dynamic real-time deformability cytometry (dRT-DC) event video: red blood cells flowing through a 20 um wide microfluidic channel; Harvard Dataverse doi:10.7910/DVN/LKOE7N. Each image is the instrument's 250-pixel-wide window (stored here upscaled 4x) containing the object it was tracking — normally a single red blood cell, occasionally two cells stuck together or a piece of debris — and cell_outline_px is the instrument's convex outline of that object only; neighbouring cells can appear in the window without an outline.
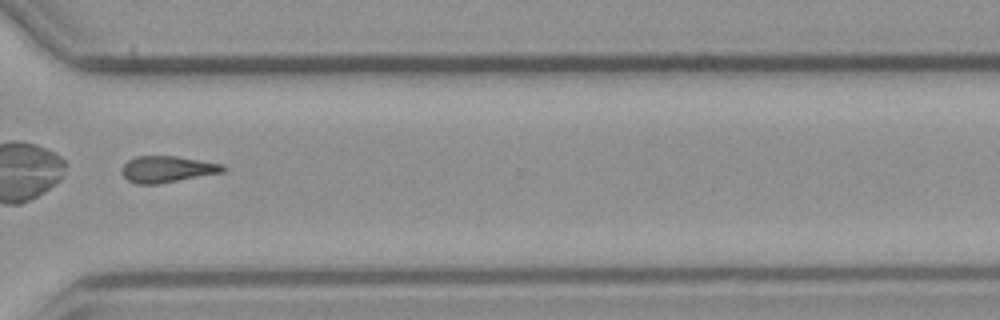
{"species": "common noctule bat (a hibernating species)", "species_latin": "Nyctalus noctula", "temperature_condition": "cold", "stored_images_in_passage": 52, "camera_frame_rate_fps": 3000, "um_per_image_px": 0.085, "animal": {"sex": "male", "body_mass_g": 23.1, "forearm_length_mm": 52.7}, "frame": {"image": 1, "passage_image": 40, "time_ms": 13.0, "image_size_px": [1000, 320], "cell_outline_px": [[228, 168], [224, 172], [156, 184], [136, 184], [128, 180], [120, 172], [124, 164], [128, 160], [136, 156], [176, 156], [224, 164]], "centroid_in_image_um": [14.22, 14.37], "position_along_channel_um": 356.4, "area_um2": 15.61}}